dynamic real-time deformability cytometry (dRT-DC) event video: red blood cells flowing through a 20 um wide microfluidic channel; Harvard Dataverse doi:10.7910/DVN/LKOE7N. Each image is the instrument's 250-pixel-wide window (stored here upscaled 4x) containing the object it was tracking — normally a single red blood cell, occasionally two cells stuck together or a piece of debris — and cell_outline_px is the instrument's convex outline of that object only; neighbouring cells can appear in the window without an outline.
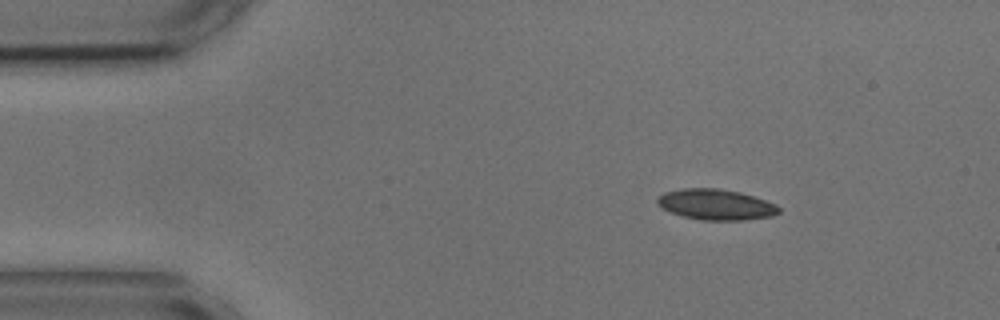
{"species": "common noctule bat (a hibernating species)", "species_latin": "Nyctalus noctula", "temperature_condition": "cold", "stored_images_in_passage": 5, "camera_frame_rate_fps": 3000, "um_per_image_px": 0.085, "animal": {"sex": "male", "body_mass_g": 17.9, "forearm_length_mm": 54.2}, "frame": {"image": 1, "passage_image": 1, "time_ms": 0.0, "image_size_px": [1000, 320], "cell_outline_px": [[780, 212], [772, 216], [744, 220], [700, 220], [684, 216], [672, 212], [656, 204], [656, 200], [664, 192], [684, 188], [720, 188], [740, 192], [776, 204], [780, 208]], "centroid_in_image_um": [60.86, 17.38], "position_along_channel_um": 24.1, "area_um2": 21.62}}